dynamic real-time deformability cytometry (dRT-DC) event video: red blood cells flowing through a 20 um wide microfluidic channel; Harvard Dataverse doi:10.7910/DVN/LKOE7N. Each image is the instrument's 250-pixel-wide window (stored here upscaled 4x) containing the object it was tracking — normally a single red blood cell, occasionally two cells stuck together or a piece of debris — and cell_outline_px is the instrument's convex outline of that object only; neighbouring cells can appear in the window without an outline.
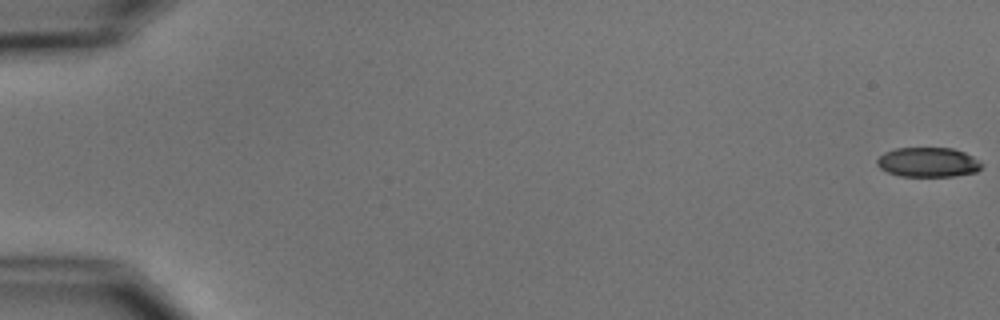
{"species": "common noctule bat (a hibernating species)", "species_latin": "Nyctalus noctula", "temperature_condition": "cold", "stored_images_in_passage": 5, "camera_frame_rate_fps": 3000, "um_per_image_px": 0.085, "animal": {"sex": "male", "body_mass_g": 15.6}, "frame": {"image": 1, "passage_image": 1, "time_ms": 0.0, "image_size_px": [1000, 320], "cell_outline_px": [[984, 164], [976, 172], [956, 176], [900, 176], [888, 172], [880, 168], [876, 164], [876, 160], [884, 152], [896, 148], [952, 148], [964, 152], [972, 156]], "centroid_in_image_um": [78.88, 13.79], "position_along_channel_um": 6.1, "area_um2": 18.09}}
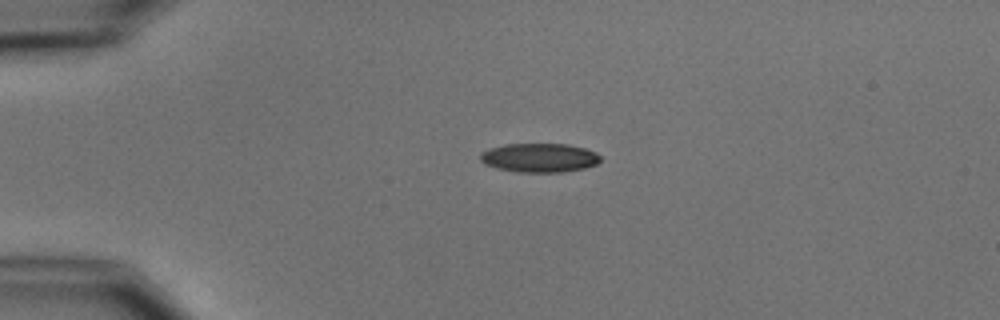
{"frame": {"image": 2, "passage_image": 4, "time_ms": 4.333, "image_size_px": [1000, 320], "cell_outline_px": [[600, 160], [596, 164], [584, 168], [564, 172], [516, 172], [496, 168], [484, 164], [480, 160], [480, 152], [488, 148], [504, 144], [568, 144], [584, 148], [596, 152], [600, 156]], "centroid_in_image_um": [45.81, 13.41], "position_along_channel_um": 39.2, "area_um2": 20.46}}